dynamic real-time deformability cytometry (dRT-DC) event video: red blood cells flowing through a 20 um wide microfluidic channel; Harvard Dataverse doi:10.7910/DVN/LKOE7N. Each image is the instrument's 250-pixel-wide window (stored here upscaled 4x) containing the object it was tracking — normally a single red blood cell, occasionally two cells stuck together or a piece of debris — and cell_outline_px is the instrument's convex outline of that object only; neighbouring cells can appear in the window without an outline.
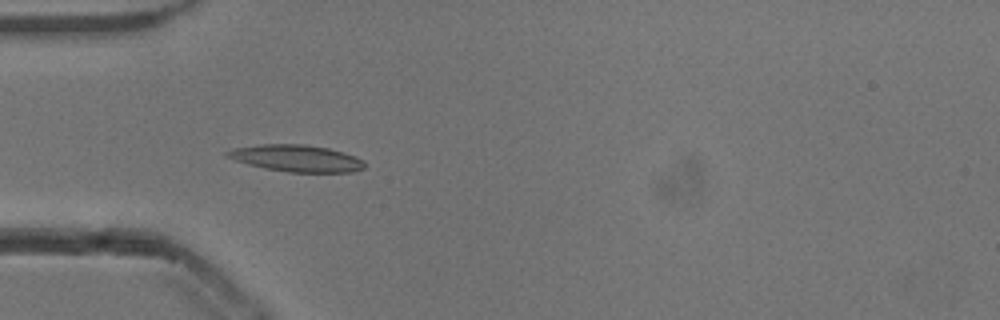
{"species": "common noctule bat (a hibernating species)", "species_latin": "Nyctalus noctula", "temperature_condition": "cold", "stored_images_in_passage": 36, "camera_frame_rate_fps": 3000, "um_per_image_px": 0.085, "animal": {"sex": "male", "body_mass_g": 13.3}, "frame": {"image": 1, "passage_image": 4, "time_ms": 1.0, "image_size_px": [1000, 320], "cell_outline_px": [[364, 168], [352, 172], [288, 172], [264, 168], [248, 164], [224, 156], [224, 152], [232, 148], [260, 144], [304, 144], [328, 148], [364, 160]], "centroid_in_image_um": [25.14, 13.45], "position_along_channel_um": 59.9, "area_um2": 21.33}}
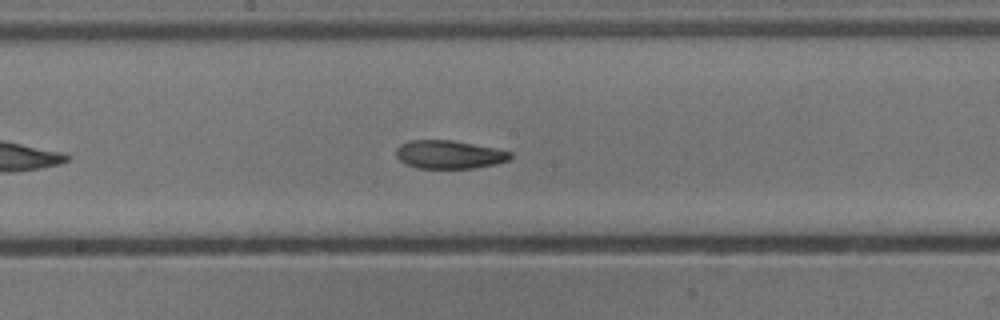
{"frame": {"image": 2, "passage_image": 16, "time_ms": 5.0, "image_size_px": [1000, 320], "cell_outline_px": [[512, 156], [508, 160], [496, 164], [472, 168], [416, 168], [404, 164], [396, 156], [396, 148], [400, 144], [408, 140], [452, 140], [512, 152]], "centroid_in_image_um": [38.12, 13.14], "position_along_channel_um": 210.1, "area_um2": 18.79}}
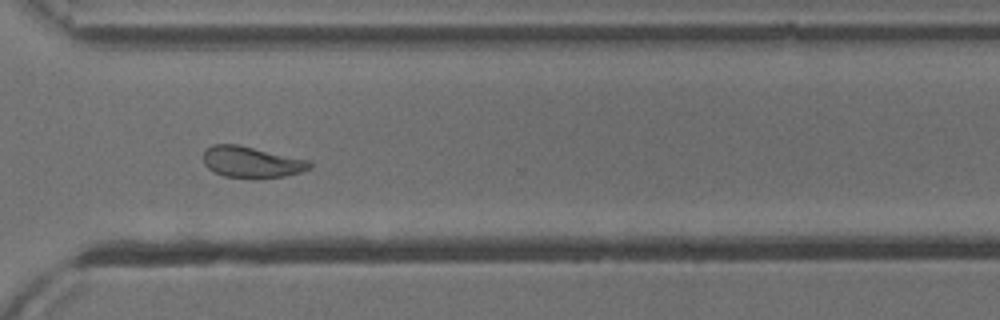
{"frame": {"image": 3, "passage_image": 27, "time_ms": 8.667, "image_size_px": [1000, 320], "cell_outline_px": [[312, 168], [300, 172], [284, 176], [252, 180], [224, 176], [208, 168], [204, 164], [204, 152], [212, 144], [236, 144], [308, 160], [312, 164]], "centroid_in_image_um": [21.38, 13.8], "position_along_channel_um": 349.2, "area_um2": 19.42}, "authors_computed_cell_mechanics": {"area_um2": 19.0451, "velocity_mm_per_s": 3.8078, "shape_relaxation_time_tau1_ms": 7.704, "shape_relaxation_time_tau2_ms": 3.3954, "deformation_change_tau1": 0.1942, "deformation_change_tau2": 0.0979}}